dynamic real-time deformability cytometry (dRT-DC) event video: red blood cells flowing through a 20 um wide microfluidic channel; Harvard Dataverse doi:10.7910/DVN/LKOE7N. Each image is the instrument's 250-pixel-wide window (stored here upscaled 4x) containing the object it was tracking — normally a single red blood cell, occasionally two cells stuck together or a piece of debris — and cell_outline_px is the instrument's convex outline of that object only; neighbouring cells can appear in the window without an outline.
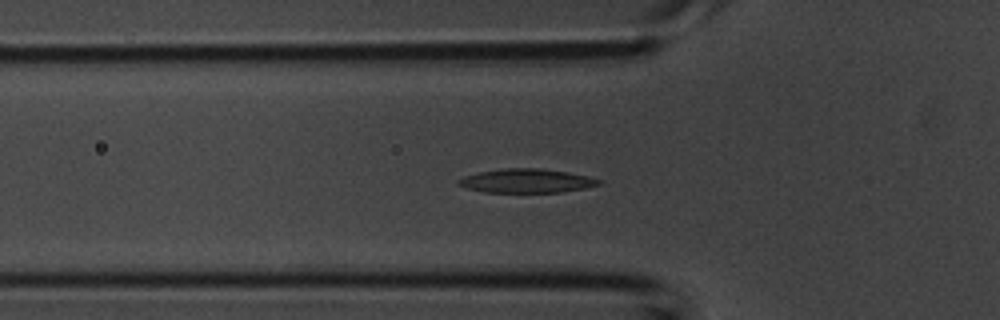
{"species": "common noctule bat (a hibernating species)", "species_latin": "Nyctalus noctula", "temperature_condition": "room temperature", "stored_images_in_passage": 38, "camera_frame_rate_fps": 3000, "um_per_image_px": 0.085, "animal": {"sex": "male", "body_mass_g": 20.1, "forearm_length_mm": 53.5}, "frame": {"image": 1, "passage_image": 9, "time_ms": 2.667, "image_size_px": [1000, 320], "cell_outline_px": [[600, 184], [584, 188], [560, 192], [484, 192], [468, 188], [456, 184], [456, 180], [464, 176], [480, 172], [504, 168], [540, 168], [568, 172], [588, 176], [600, 180]], "centroid_in_image_um": [44.72, 15.37], "position_along_channel_um": 81.1, "area_um2": 19.42}}
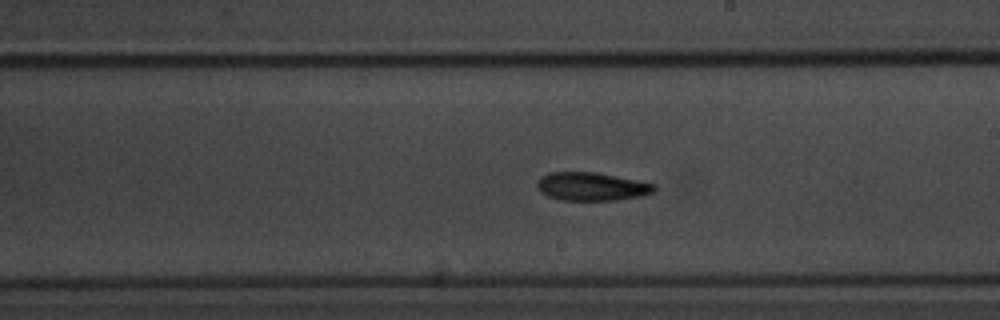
{"frame": {"image": 2, "passage_image": 19, "time_ms": 6.0, "image_size_px": [1000, 320], "cell_outline_px": [[656, 192], [640, 196], [616, 200], [560, 200], [548, 196], [540, 192], [536, 188], [536, 184], [540, 176], [548, 172], [596, 172], [656, 184]], "centroid_in_image_um": [50.26, 15.85], "position_along_channel_um": 238.7, "area_um2": 19.48}}
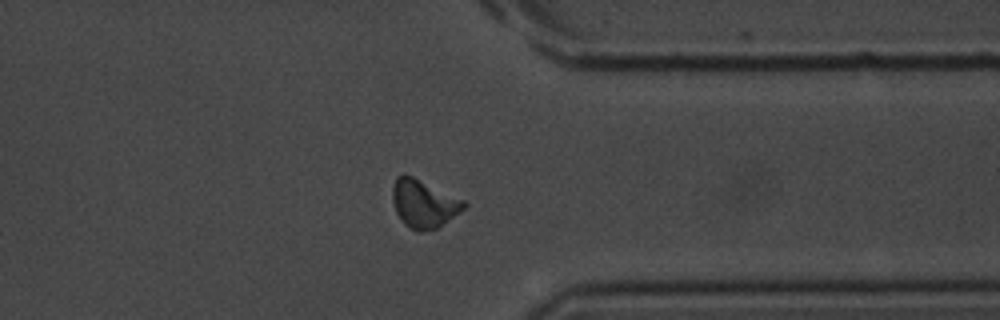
{"frame": {"image": 3, "passage_image": 28, "time_ms": 9.0, "image_size_px": [1000, 320], "cell_outline_px": [[468, 204], [460, 212], [436, 228], [420, 232], [416, 232], [404, 224], [396, 212], [392, 200], [392, 188], [396, 176], [404, 172], [464, 200]], "centroid_in_image_um": [35.98, 17.29], "position_along_channel_um": 375.4, "area_um2": 20.0}}